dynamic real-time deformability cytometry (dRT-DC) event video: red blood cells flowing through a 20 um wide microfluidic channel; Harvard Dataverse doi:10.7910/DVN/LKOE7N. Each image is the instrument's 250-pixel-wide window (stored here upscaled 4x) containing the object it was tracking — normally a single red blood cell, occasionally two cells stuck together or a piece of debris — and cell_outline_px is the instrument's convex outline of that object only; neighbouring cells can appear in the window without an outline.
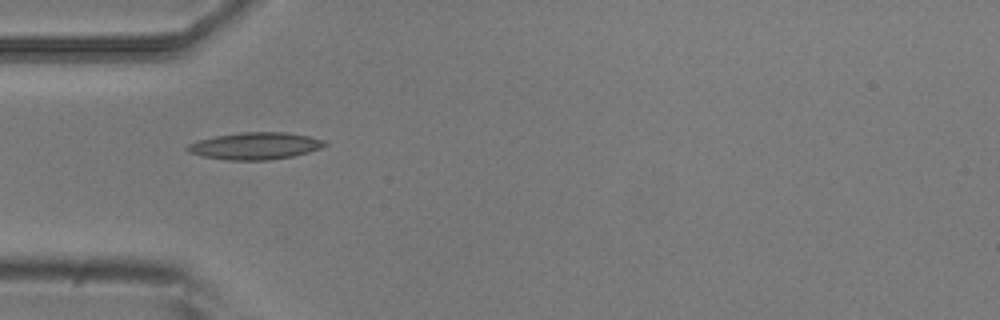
{"species": "common noctule bat (a hibernating species)", "species_latin": "Nyctalus noctula", "temperature_condition": "room temperature", "stored_images_in_passage": 3, "camera_frame_rate_fps": 3000, "um_per_image_px": 0.085, "animal": {"sex": "male", "body_mass_g": 20.5, "forearm_length_mm": 52.5}, "frame": {"image": 1, "passage_image": 1, "time_ms": 0.0, "image_size_px": [1000, 320], "cell_outline_px": [[328, 144], [320, 148], [308, 152], [292, 156], [268, 160], [228, 160], [200, 156], [188, 152], [184, 148], [188, 144], [196, 140], [216, 136], [240, 132], [284, 132], [308, 136], [324, 140]], "centroid_in_image_um": [21.64, 12.4], "position_along_channel_um": 63.4, "area_um2": 21.68}}
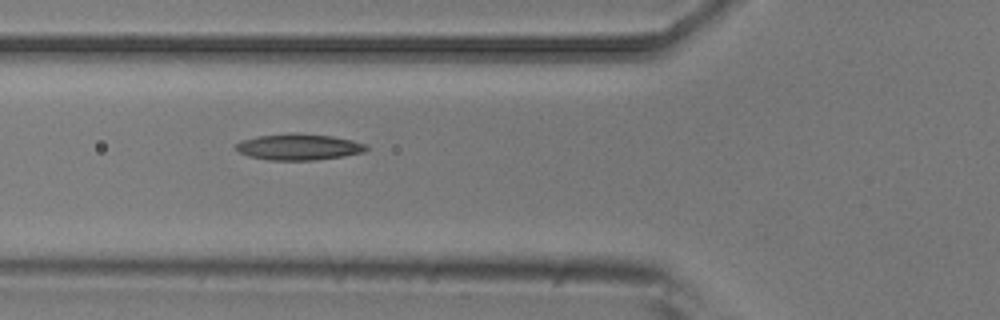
{"frame": {"image": 2, "passage_image": 2, "time_ms": 0.333, "image_size_px": [1000, 320], "cell_outline_px": [[368, 148], [364, 152], [344, 156], [316, 160], [268, 160], [248, 156], [240, 152], [236, 148], [236, 144], [240, 140], [256, 136], [292, 132], [332, 136], [352, 140], [368, 144]], "centroid_in_image_um": [25.4, 12.48], "position_along_channel_um": 100.4, "area_um2": 20.11}}
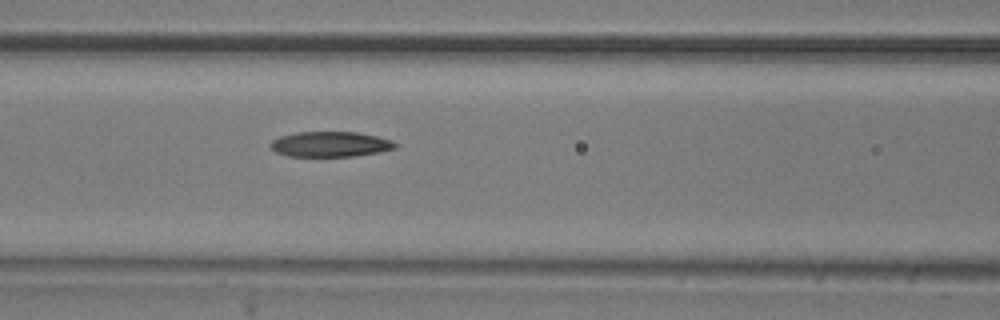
{"frame": {"image": 3, "passage_image": 3, "time_ms": 0.667, "image_size_px": [1000, 320], "cell_outline_px": [[396, 148], [380, 152], [356, 156], [288, 156], [276, 152], [268, 144], [272, 140], [280, 136], [296, 132], [356, 132], [376, 136], [392, 140], [396, 144]], "centroid_in_image_um": [28.07, 12.26], "position_along_channel_um": 138.5, "area_um2": 18.38}}